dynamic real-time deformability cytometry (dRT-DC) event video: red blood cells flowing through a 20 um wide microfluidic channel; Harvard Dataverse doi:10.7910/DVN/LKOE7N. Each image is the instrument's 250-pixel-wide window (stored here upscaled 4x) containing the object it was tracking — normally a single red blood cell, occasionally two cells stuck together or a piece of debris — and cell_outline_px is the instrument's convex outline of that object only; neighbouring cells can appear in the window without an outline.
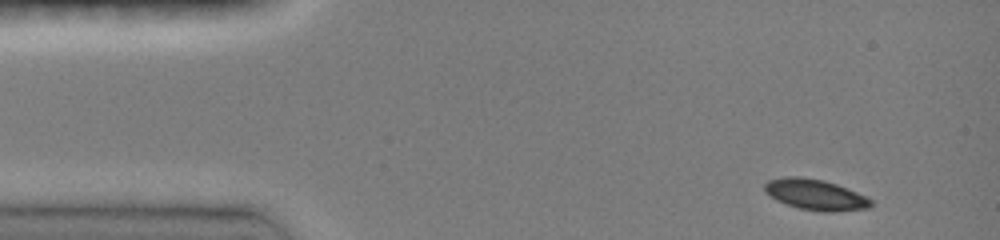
{"species": "common noctule bat (a hibernating species)", "species_latin": "Nyctalus noctula", "temperature_condition": "room temperature", "stored_images_in_passage": 17, "camera_frame_rate_fps": 3000, "um_per_image_px": 0.085, "animal": {"sex": "female", "body_mass_g": 19.0, "forearm_length_mm": 51.5}, "frame": {"image": 1, "passage_image": 1, "time_ms": 0.0, "image_size_px": [1000, 240], "cell_outline_px": [[872, 204], [868, 208], [832, 212], [824, 212], [800, 208], [776, 200], [764, 192], [764, 184], [768, 180], [784, 176], [800, 176], [824, 180], [836, 184], [856, 192], [872, 200]], "centroid_in_image_um": [69.27, 16.53], "position_along_channel_um": 15.7, "area_um2": 18.96}}
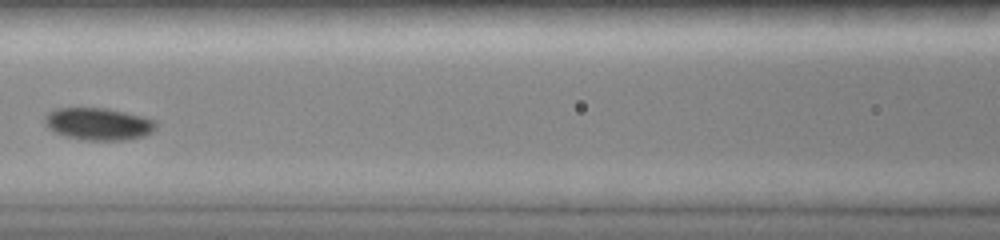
{"frame": {"image": 2, "passage_image": 6, "time_ms": 5.667, "image_size_px": [1000, 240], "cell_outline_px": [[156, 128], [152, 132], [144, 136], [128, 140], [84, 140], [64, 136], [48, 128], [44, 124], [44, 116], [52, 108], [108, 108], [144, 116], [156, 120]], "centroid_in_image_um": [8.37, 10.53], "position_along_channel_um": 158.2, "area_um2": 21.27}}
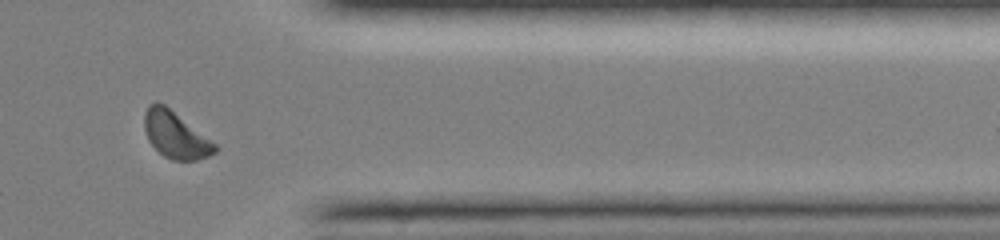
{"frame": {"image": 3, "passage_image": 16, "time_ms": 11.667, "image_size_px": [1000, 240], "cell_outline_px": [[220, 148], [216, 152], [208, 156], [196, 160], [172, 160], [164, 156], [148, 140], [144, 128], [144, 112], [148, 104], [156, 100], [164, 104], [216, 144]], "centroid_in_image_um": [14.9, 11.45], "position_along_channel_um": 396.5, "area_um2": 19.07}, "authors_computed_cell_mechanics": {"area_um2": 20.23, "velocity_mm_per_s": 4.0207, "shape_relaxation_time_tau1_ms": 2.3481, "shape_relaxation_time_tau2_ms": null, "deformation_change_tau1": 0.0652, "deformation_change_tau2": null}}